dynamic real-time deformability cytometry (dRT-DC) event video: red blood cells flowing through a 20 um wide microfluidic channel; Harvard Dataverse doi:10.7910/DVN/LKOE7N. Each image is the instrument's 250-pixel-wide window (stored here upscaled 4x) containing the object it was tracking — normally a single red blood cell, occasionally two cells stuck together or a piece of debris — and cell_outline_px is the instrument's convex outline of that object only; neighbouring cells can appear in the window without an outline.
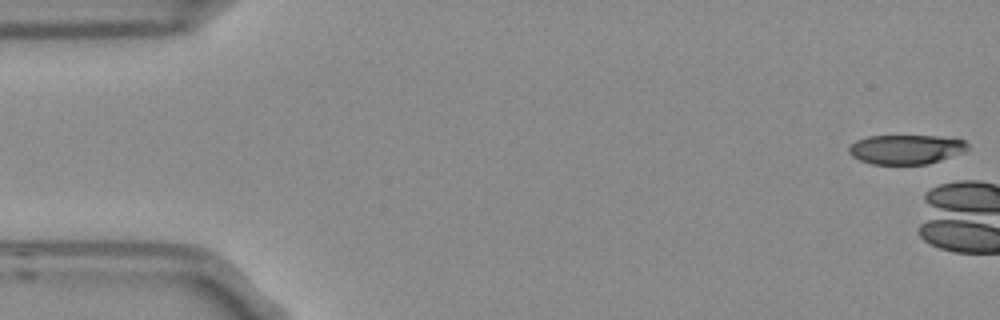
{"species": "Egyptian fruit bat (a non-hibernating species)", "species_latin": "Rousettus aegyptiacus", "temperature_condition": "room temperature", "stored_images_in_passage": 5, "camera_frame_rate_fps": 3000, "um_per_image_px": 0.085, "frame": {"image": 1, "passage_image": 1, "time_ms": 0.0, "image_size_px": [1000, 320], "cell_outline_px": [[968, 148], [964, 152], [928, 164], [872, 164], [860, 160], [852, 156], [848, 152], [848, 148], [856, 140], [868, 136], [936, 136], [964, 140], [968, 144]], "centroid_in_image_um": [77.0, 12.69], "position_along_channel_um": 8.0, "area_um2": 20.29}}